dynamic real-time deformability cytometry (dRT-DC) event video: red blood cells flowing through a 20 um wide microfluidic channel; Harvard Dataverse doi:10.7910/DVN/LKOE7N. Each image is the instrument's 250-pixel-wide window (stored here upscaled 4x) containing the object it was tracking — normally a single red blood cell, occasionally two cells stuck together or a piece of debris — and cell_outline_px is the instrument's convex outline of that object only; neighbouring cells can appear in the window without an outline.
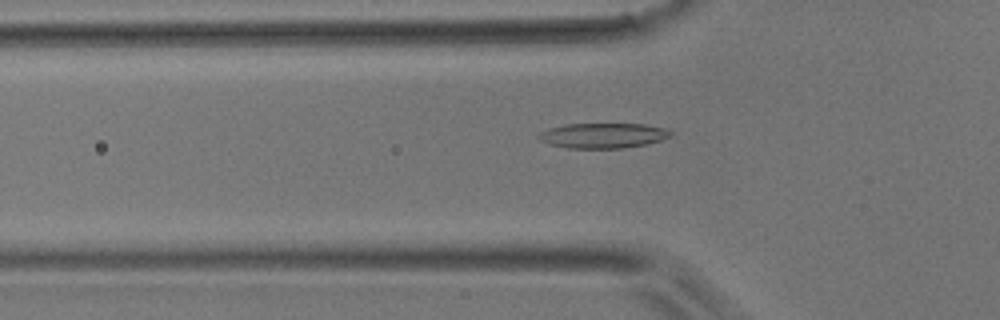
{"species": "common noctule bat (a hibernating species)", "species_latin": "Nyctalus noctula", "temperature_condition": "room temperature", "stored_images_in_passage": 34, "camera_frame_rate_fps": 3000, "um_per_image_px": 0.085, "animal": {"sex": "male", "body_mass_g": 17.9}, "frame": {"image": 1, "passage_image": 6, "time_ms": 1.667, "image_size_px": [1000, 320], "cell_outline_px": [[672, 136], [648, 144], [620, 148], [568, 148], [548, 144], [540, 140], [536, 136], [540, 132], [548, 128], [564, 124], [644, 124], [664, 128], [672, 132]], "centroid_in_image_um": [51.23, 11.52], "position_along_channel_um": 74.6, "area_um2": 19.36}}
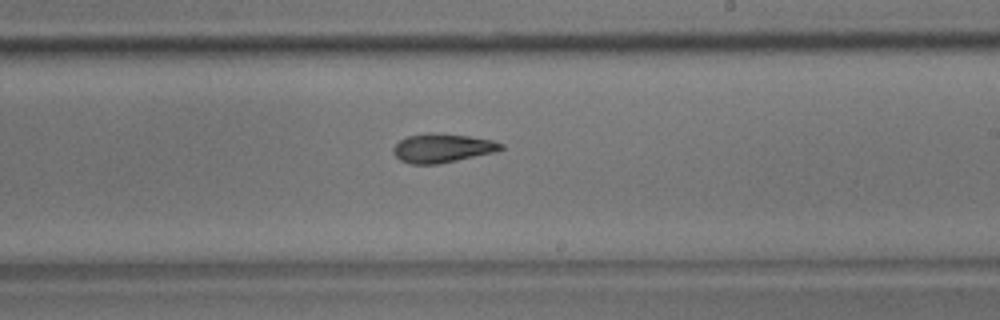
{"frame": {"image": 2, "passage_image": 19, "time_ms": 6.0, "image_size_px": [1000, 320], "cell_outline_px": [[504, 148], [496, 152], [436, 164], [412, 164], [400, 160], [392, 152], [392, 148], [400, 140], [408, 136], [432, 132], [468, 136], [492, 140], [504, 144]], "centroid_in_image_um": [37.6, 12.58], "position_along_channel_um": 251.4, "area_um2": 18.03}}
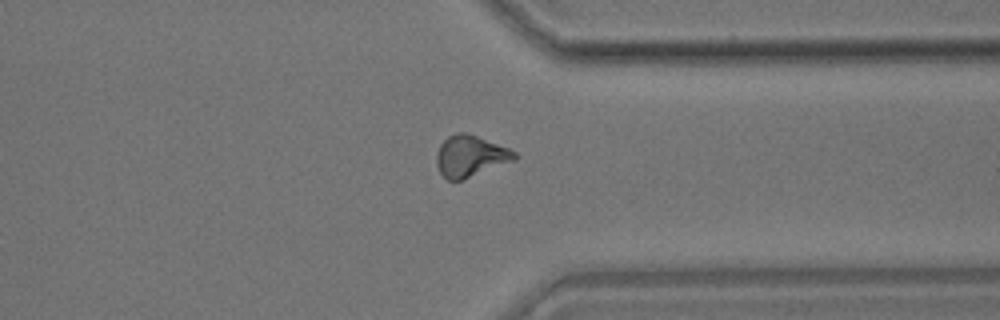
{"frame": {"image": 3, "passage_image": 28, "time_ms": 9.0, "image_size_px": [1000, 320], "cell_outline_px": [[520, 156], [512, 160], [464, 180], [448, 180], [440, 172], [436, 164], [436, 152], [440, 144], [448, 136], [456, 132], [468, 132], [508, 148], [516, 152]], "centroid_in_image_um": [39.95, 13.25], "position_along_channel_um": 371.5, "area_um2": 18.79}}